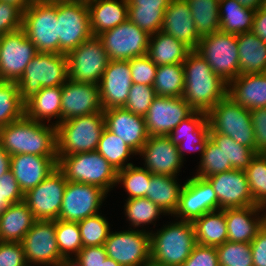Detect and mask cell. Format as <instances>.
Masks as SVG:
<instances>
[{
  "label": "cell",
  "mask_w": 266,
  "mask_h": 266,
  "mask_svg": "<svg viewBox=\"0 0 266 266\" xmlns=\"http://www.w3.org/2000/svg\"><path fill=\"white\" fill-rule=\"evenodd\" d=\"M103 111L99 85L68 79L62 85L61 122Z\"/></svg>",
  "instance_id": "22"
},
{
  "label": "cell",
  "mask_w": 266,
  "mask_h": 266,
  "mask_svg": "<svg viewBox=\"0 0 266 266\" xmlns=\"http://www.w3.org/2000/svg\"><path fill=\"white\" fill-rule=\"evenodd\" d=\"M128 19L153 35L161 31L165 10L171 0H127Z\"/></svg>",
  "instance_id": "33"
},
{
  "label": "cell",
  "mask_w": 266,
  "mask_h": 266,
  "mask_svg": "<svg viewBox=\"0 0 266 266\" xmlns=\"http://www.w3.org/2000/svg\"><path fill=\"white\" fill-rule=\"evenodd\" d=\"M199 38L220 31L219 2L217 0H185Z\"/></svg>",
  "instance_id": "39"
},
{
  "label": "cell",
  "mask_w": 266,
  "mask_h": 266,
  "mask_svg": "<svg viewBox=\"0 0 266 266\" xmlns=\"http://www.w3.org/2000/svg\"><path fill=\"white\" fill-rule=\"evenodd\" d=\"M33 1H48V2H52V1H60V0H33Z\"/></svg>",
  "instance_id": "70"
},
{
  "label": "cell",
  "mask_w": 266,
  "mask_h": 266,
  "mask_svg": "<svg viewBox=\"0 0 266 266\" xmlns=\"http://www.w3.org/2000/svg\"><path fill=\"white\" fill-rule=\"evenodd\" d=\"M144 266H167L150 259Z\"/></svg>",
  "instance_id": "66"
},
{
  "label": "cell",
  "mask_w": 266,
  "mask_h": 266,
  "mask_svg": "<svg viewBox=\"0 0 266 266\" xmlns=\"http://www.w3.org/2000/svg\"><path fill=\"white\" fill-rule=\"evenodd\" d=\"M67 180L56 168L35 188L24 194V202L32 211L35 220H57Z\"/></svg>",
  "instance_id": "16"
},
{
  "label": "cell",
  "mask_w": 266,
  "mask_h": 266,
  "mask_svg": "<svg viewBox=\"0 0 266 266\" xmlns=\"http://www.w3.org/2000/svg\"><path fill=\"white\" fill-rule=\"evenodd\" d=\"M57 266H82V264L75 258H63Z\"/></svg>",
  "instance_id": "64"
},
{
  "label": "cell",
  "mask_w": 266,
  "mask_h": 266,
  "mask_svg": "<svg viewBox=\"0 0 266 266\" xmlns=\"http://www.w3.org/2000/svg\"><path fill=\"white\" fill-rule=\"evenodd\" d=\"M240 74L266 73V42L252 31L237 34Z\"/></svg>",
  "instance_id": "35"
},
{
  "label": "cell",
  "mask_w": 266,
  "mask_h": 266,
  "mask_svg": "<svg viewBox=\"0 0 266 266\" xmlns=\"http://www.w3.org/2000/svg\"><path fill=\"white\" fill-rule=\"evenodd\" d=\"M217 210L220 208L211 183L206 178L193 175L184 182L173 217L175 220L193 222L205 213Z\"/></svg>",
  "instance_id": "18"
},
{
  "label": "cell",
  "mask_w": 266,
  "mask_h": 266,
  "mask_svg": "<svg viewBox=\"0 0 266 266\" xmlns=\"http://www.w3.org/2000/svg\"><path fill=\"white\" fill-rule=\"evenodd\" d=\"M0 195L9 205L24 201V194L10 170L0 177Z\"/></svg>",
  "instance_id": "57"
},
{
  "label": "cell",
  "mask_w": 266,
  "mask_h": 266,
  "mask_svg": "<svg viewBox=\"0 0 266 266\" xmlns=\"http://www.w3.org/2000/svg\"><path fill=\"white\" fill-rule=\"evenodd\" d=\"M59 54H67L92 36L88 4L57 1Z\"/></svg>",
  "instance_id": "11"
},
{
  "label": "cell",
  "mask_w": 266,
  "mask_h": 266,
  "mask_svg": "<svg viewBox=\"0 0 266 266\" xmlns=\"http://www.w3.org/2000/svg\"><path fill=\"white\" fill-rule=\"evenodd\" d=\"M6 207H0V213L5 209Z\"/></svg>",
  "instance_id": "71"
},
{
  "label": "cell",
  "mask_w": 266,
  "mask_h": 266,
  "mask_svg": "<svg viewBox=\"0 0 266 266\" xmlns=\"http://www.w3.org/2000/svg\"><path fill=\"white\" fill-rule=\"evenodd\" d=\"M93 36L124 23L128 19L127 0H96L88 4Z\"/></svg>",
  "instance_id": "31"
},
{
  "label": "cell",
  "mask_w": 266,
  "mask_h": 266,
  "mask_svg": "<svg viewBox=\"0 0 266 266\" xmlns=\"http://www.w3.org/2000/svg\"><path fill=\"white\" fill-rule=\"evenodd\" d=\"M101 214L100 212L78 222L83 247L104 245L109 237L110 223Z\"/></svg>",
  "instance_id": "47"
},
{
  "label": "cell",
  "mask_w": 266,
  "mask_h": 266,
  "mask_svg": "<svg viewBox=\"0 0 266 266\" xmlns=\"http://www.w3.org/2000/svg\"><path fill=\"white\" fill-rule=\"evenodd\" d=\"M185 87L182 98L195 110L208 112L227 96L228 84L207 61L192 50L183 62Z\"/></svg>",
  "instance_id": "1"
},
{
  "label": "cell",
  "mask_w": 266,
  "mask_h": 266,
  "mask_svg": "<svg viewBox=\"0 0 266 266\" xmlns=\"http://www.w3.org/2000/svg\"><path fill=\"white\" fill-rule=\"evenodd\" d=\"M66 54L38 52L17 82L25 101L45 87L62 86L68 80Z\"/></svg>",
  "instance_id": "6"
},
{
  "label": "cell",
  "mask_w": 266,
  "mask_h": 266,
  "mask_svg": "<svg viewBox=\"0 0 266 266\" xmlns=\"http://www.w3.org/2000/svg\"><path fill=\"white\" fill-rule=\"evenodd\" d=\"M57 168L70 182L95 185L107 193L116 186L117 170L97 151L58 156Z\"/></svg>",
  "instance_id": "4"
},
{
  "label": "cell",
  "mask_w": 266,
  "mask_h": 266,
  "mask_svg": "<svg viewBox=\"0 0 266 266\" xmlns=\"http://www.w3.org/2000/svg\"><path fill=\"white\" fill-rule=\"evenodd\" d=\"M21 243L27 264L57 266L63 259L57 246L55 220H36Z\"/></svg>",
  "instance_id": "17"
},
{
  "label": "cell",
  "mask_w": 266,
  "mask_h": 266,
  "mask_svg": "<svg viewBox=\"0 0 266 266\" xmlns=\"http://www.w3.org/2000/svg\"><path fill=\"white\" fill-rule=\"evenodd\" d=\"M68 78L99 85L110 59L98 36H91L67 54Z\"/></svg>",
  "instance_id": "10"
},
{
  "label": "cell",
  "mask_w": 266,
  "mask_h": 266,
  "mask_svg": "<svg viewBox=\"0 0 266 266\" xmlns=\"http://www.w3.org/2000/svg\"><path fill=\"white\" fill-rule=\"evenodd\" d=\"M192 224L199 245L217 247L228 241L225 210L205 213Z\"/></svg>",
  "instance_id": "37"
},
{
  "label": "cell",
  "mask_w": 266,
  "mask_h": 266,
  "mask_svg": "<svg viewBox=\"0 0 266 266\" xmlns=\"http://www.w3.org/2000/svg\"><path fill=\"white\" fill-rule=\"evenodd\" d=\"M255 10L243 7L236 0L219 2L220 31L230 34L250 32L254 21Z\"/></svg>",
  "instance_id": "38"
},
{
  "label": "cell",
  "mask_w": 266,
  "mask_h": 266,
  "mask_svg": "<svg viewBox=\"0 0 266 266\" xmlns=\"http://www.w3.org/2000/svg\"><path fill=\"white\" fill-rule=\"evenodd\" d=\"M26 264L21 242H0V266H25Z\"/></svg>",
  "instance_id": "55"
},
{
  "label": "cell",
  "mask_w": 266,
  "mask_h": 266,
  "mask_svg": "<svg viewBox=\"0 0 266 266\" xmlns=\"http://www.w3.org/2000/svg\"><path fill=\"white\" fill-rule=\"evenodd\" d=\"M199 160L197 172H195V176L198 177L207 178L233 169L230 163H226L222 150L211 139H209L205 151Z\"/></svg>",
  "instance_id": "49"
},
{
  "label": "cell",
  "mask_w": 266,
  "mask_h": 266,
  "mask_svg": "<svg viewBox=\"0 0 266 266\" xmlns=\"http://www.w3.org/2000/svg\"><path fill=\"white\" fill-rule=\"evenodd\" d=\"M0 1L15 5L22 12H24L33 3V0H0Z\"/></svg>",
  "instance_id": "62"
},
{
  "label": "cell",
  "mask_w": 266,
  "mask_h": 266,
  "mask_svg": "<svg viewBox=\"0 0 266 266\" xmlns=\"http://www.w3.org/2000/svg\"><path fill=\"white\" fill-rule=\"evenodd\" d=\"M210 139L222 150L226 163H230L233 169L245 170L257 154L256 151L238 144L226 135L210 132Z\"/></svg>",
  "instance_id": "44"
},
{
  "label": "cell",
  "mask_w": 266,
  "mask_h": 266,
  "mask_svg": "<svg viewBox=\"0 0 266 266\" xmlns=\"http://www.w3.org/2000/svg\"><path fill=\"white\" fill-rule=\"evenodd\" d=\"M67 1L89 4V3L94 2L96 0H67Z\"/></svg>",
  "instance_id": "67"
},
{
  "label": "cell",
  "mask_w": 266,
  "mask_h": 266,
  "mask_svg": "<svg viewBox=\"0 0 266 266\" xmlns=\"http://www.w3.org/2000/svg\"><path fill=\"white\" fill-rule=\"evenodd\" d=\"M196 51L227 84L240 75L236 34L218 31L202 37Z\"/></svg>",
  "instance_id": "9"
},
{
  "label": "cell",
  "mask_w": 266,
  "mask_h": 266,
  "mask_svg": "<svg viewBox=\"0 0 266 266\" xmlns=\"http://www.w3.org/2000/svg\"><path fill=\"white\" fill-rule=\"evenodd\" d=\"M23 12L15 5L0 1V36L22 28Z\"/></svg>",
  "instance_id": "53"
},
{
  "label": "cell",
  "mask_w": 266,
  "mask_h": 266,
  "mask_svg": "<svg viewBox=\"0 0 266 266\" xmlns=\"http://www.w3.org/2000/svg\"><path fill=\"white\" fill-rule=\"evenodd\" d=\"M227 96L249 110L266 107V73L240 74L228 84Z\"/></svg>",
  "instance_id": "29"
},
{
  "label": "cell",
  "mask_w": 266,
  "mask_h": 266,
  "mask_svg": "<svg viewBox=\"0 0 266 266\" xmlns=\"http://www.w3.org/2000/svg\"><path fill=\"white\" fill-rule=\"evenodd\" d=\"M25 115L24 100L16 82L0 81V128Z\"/></svg>",
  "instance_id": "43"
},
{
  "label": "cell",
  "mask_w": 266,
  "mask_h": 266,
  "mask_svg": "<svg viewBox=\"0 0 266 266\" xmlns=\"http://www.w3.org/2000/svg\"><path fill=\"white\" fill-rule=\"evenodd\" d=\"M103 115L106 129L120 137L136 153L142 149L149 137L144 117L123 107L103 110Z\"/></svg>",
  "instance_id": "24"
},
{
  "label": "cell",
  "mask_w": 266,
  "mask_h": 266,
  "mask_svg": "<svg viewBox=\"0 0 266 266\" xmlns=\"http://www.w3.org/2000/svg\"><path fill=\"white\" fill-rule=\"evenodd\" d=\"M178 182L179 179L175 176L152 174L146 198L172 217L178 207L184 186V183L181 185Z\"/></svg>",
  "instance_id": "36"
},
{
  "label": "cell",
  "mask_w": 266,
  "mask_h": 266,
  "mask_svg": "<svg viewBox=\"0 0 266 266\" xmlns=\"http://www.w3.org/2000/svg\"><path fill=\"white\" fill-rule=\"evenodd\" d=\"M61 97L62 86L42 88L24 101L25 116L33 121L57 126L61 123ZM52 119L56 120L52 122Z\"/></svg>",
  "instance_id": "30"
},
{
  "label": "cell",
  "mask_w": 266,
  "mask_h": 266,
  "mask_svg": "<svg viewBox=\"0 0 266 266\" xmlns=\"http://www.w3.org/2000/svg\"><path fill=\"white\" fill-rule=\"evenodd\" d=\"M56 241L63 258L76 257L83 247L78 222L55 220Z\"/></svg>",
  "instance_id": "46"
},
{
  "label": "cell",
  "mask_w": 266,
  "mask_h": 266,
  "mask_svg": "<svg viewBox=\"0 0 266 266\" xmlns=\"http://www.w3.org/2000/svg\"><path fill=\"white\" fill-rule=\"evenodd\" d=\"M216 250L219 266H253L250 243L226 241Z\"/></svg>",
  "instance_id": "50"
},
{
  "label": "cell",
  "mask_w": 266,
  "mask_h": 266,
  "mask_svg": "<svg viewBox=\"0 0 266 266\" xmlns=\"http://www.w3.org/2000/svg\"><path fill=\"white\" fill-rule=\"evenodd\" d=\"M150 232L151 259L167 266H182L196 243L192 222L177 220L167 222Z\"/></svg>",
  "instance_id": "3"
},
{
  "label": "cell",
  "mask_w": 266,
  "mask_h": 266,
  "mask_svg": "<svg viewBox=\"0 0 266 266\" xmlns=\"http://www.w3.org/2000/svg\"><path fill=\"white\" fill-rule=\"evenodd\" d=\"M107 194L95 185L67 181L58 219L79 222L100 213Z\"/></svg>",
  "instance_id": "15"
},
{
  "label": "cell",
  "mask_w": 266,
  "mask_h": 266,
  "mask_svg": "<svg viewBox=\"0 0 266 266\" xmlns=\"http://www.w3.org/2000/svg\"><path fill=\"white\" fill-rule=\"evenodd\" d=\"M25 266H36V265L26 264Z\"/></svg>",
  "instance_id": "72"
},
{
  "label": "cell",
  "mask_w": 266,
  "mask_h": 266,
  "mask_svg": "<svg viewBox=\"0 0 266 266\" xmlns=\"http://www.w3.org/2000/svg\"><path fill=\"white\" fill-rule=\"evenodd\" d=\"M96 151L117 171L132 165L133 163H128V161H130L132 156L137 155L120 137L106 128L101 133Z\"/></svg>",
  "instance_id": "40"
},
{
  "label": "cell",
  "mask_w": 266,
  "mask_h": 266,
  "mask_svg": "<svg viewBox=\"0 0 266 266\" xmlns=\"http://www.w3.org/2000/svg\"><path fill=\"white\" fill-rule=\"evenodd\" d=\"M22 29L38 52L59 54L57 1H33L23 12Z\"/></svg>",
  "instance_id": "8"
},
{
  "label": "cell",
  "mask_w": 266,
  "mask_h": 266,
  "mask_svg": "<svg viewBox=\"0 0 266 266\" xmlns=\"http://www.w3.org/2000/svg\"><path fill=\"white\" fill-rule=\"evenodd\" d=\"M194 112L182 97L156 96L144 116L149 136H168Z\"/></svg>",
  "instance_id": "19"
},
{
  "label": "cell",
  "mask_w": 266,
  "mask_h": 266,
  "mask_svg": "<svg viewBox=\"0 0 266 266\" xmlns=\"http://www.w3.org/2000/svg\"><path fill=\"white\" fill-rule=\"evenodd\" d=\"M104 245L82 247L79 254L75 257L82 266H101L107 258Z\"/></svg>",
  "instance_id": "58"
},
{
  "label": "cell",
  "mask_w": 266,
  "mask_h": 266,
  "mask_svg": "<svg viewBox=\"0 0 266 266\" xmlns=\"http://www.w3.org/2000/svg\"><path fill=\"white\" fill-rule=\"evenodd\" d=\"M132 84L129 60H110L99 83L102 109L124 107Z\"/></svg>",
  "instance_id": "23"
},
{
  "label": "cell",
  "mask_w": 266,
  "mask_h": 266,
  "mask_svg": "<svg viewBox=\"0 0 266 266\" xmlns=\"http://www.w3.org/2000/svg\"><path fill=\"white\" fill-rule=\"evenodd\" d=\"M129 67L133 83L153 86L157 65L153 63L147 54L130 59Z\"/></svg>",
  "instance_id": "52"
},
{
  "label": "cell",
  "mask_w": 266,
  "mask_h": 266,
  "mask_svg": "<svg viewBox=\"0 0 266 266\" xmlns=\"http://www.w3.org/2000/svg\"><path fill=\"white\" fill-rule=\"evenodd\" d=\"M143 158V166L152 174L177 177L184 160L168 136H149L142 149L137 153Z\"/></svg>",
  "instance_id": "20"
},
{
  "label": "cell",
  "mask_w": 266,
  "mask_h": 266,
  "mask_svg": "<svg viewBox=\"0 0 266 266\" xmlns=\"http://www.w3.org/2000/svg\"><path fill=\"white\" fill-rule=\"evenodd\" d=\"M155 97L153 86L133 83L123 108L144 117Z\"/></svg>",
  "instance_id": "51"
},
{
  "label": "cell",
  "mask_w": 266,
  "mask_h": 266,
  "mask_svg": "<svg viewBox=\"0 0 266 266\" xmlns=\"http://www.w3.org/2000/svg\"><path fill=\"white\" fill-rule=\"evenodd\" d=\"M101 266H121L119 263L114 261L112 258L107 257Z\"/></svg>",
  "instance_id": "65"
},
{
  "label": "cell",
  "mask_w": 266,
  "mask_h": 266,
  "mask_svg": "<svg viewBox=\"0 0 266 266\" xmlns=\"http://www.w3.org/2000/svg\"><path fill=\"white\" fill-rule=\"evenodd\" d=\"M152 173L141 166L129 165L117 171L116 186L121 185L127 192V199L146 197Z\"/></svg>",
  "instance_id": "45"
},
{
  "label": "cell",
  "mask_w": 266,
  "mask_h": 266,
  "mask_svg": "<svg viewBox=\"0 0 266 266\" xmlns=\"http://www.w3.org/2000/svg\"><path fill=\"white\" fill-rule=\"evenodd\" d=\"M58 156L18 154L10 156V171L25 194L35 188L57 168Z\"/></svg>",
  "instance_id": "26"
},
{
  "label": "cell",
  "mask_w": 266,
  "mask_h": 266,
  "mask_svg": "<svg viewBox=\"0 0 266 266\" xmlns=\"http://www.w3.org/2000/svg\"><path fill=\"white\" fill-rule=\"evenodd\" d=\"M239 2L243 7L253 9L257 11L261 8L262 0H236Z\"/></svg>",
  "instance_id": "63"
},
{
  "label": "cell",
  "mask_w": 266,
  "mask_h": 266,
  "mask_svg": "<svg viewBox=\"0 0 266 266\" xmlns=\"http://www.w3.org/2000/svg\"><path fill=\"white\" fill-rule=\"evenodd\" d=\"M35 221L24 201L8 205L0 213V241L21 242Z\"/></svg>",
  "instance_id": "32"
},
{
  "label": "cell",
  "mask_w": 266,
  "mask_h": 266,
  "mask_svg": "<svg viewBox=\"0 0 266 266\" xmlns=\"http://www.w3.org/2000/svg\"><path fill=\"white\" fill-rule=\"evenodd\" d=\"M0 145L10 155H57V127L25 115L0 128Z\"/></svg>",
  "instance_id": "2"
},
{
  "label": "cell",
  "mask_w": 266,
  "mask_h": 266,
  "mask_svg": "<svg viewBox=\"0 0 266 266\" xmlns=\"http://www.w3.org/2000/svg\"><path fill=\"white\" fill-rule=\"evenodd\" d=\"M185 87L183 64L157 66L153 88L156 96L182 97Z\"/></svg>",
  "instance_id": "42"
},
{
  "label": "cell",
  "mask_w": 266,
  "mask_h": 266,
  "mask_svg": "<svg viewBox=\"0 0 266 266\" xmlns=\"http://www.w3.org/2000/svg\"><path fill=\"white\" fill-rule=\"evenodd\" d=\"M225 220L229 242L251 243L266 222V208L251 205L225 209Z\"/></svg>",
  "instance_id": "27"
},
{
  "label": "cell",
  "mask_w": 266,
  "mask_h": 266,
  "mask_svg": "<svg viewBox=\"0 0 266 266\" xmlns=\"http://www.w3.org/2000/svg\"><path fill=\"white\" fill-rule=\"evenodd\" d=\"M212 185L220 210L256 205L245 170L232 169L206 178Z\"/></svg>",
  "instance_id": "21"
},
{
  "label": "cell",
  "mask_w": 266,
  "mask_h": 266,
  "mask_svg": "<svg viewBox=\"0 0 266 266\" xmlns=\"http://www.w3.org/2000/svg\"><path fill=\"white\" fill-rule=\"evenodd\" d=\"M9 204L0 195V207H7Z\"/></svg>",
  "instance_id": "68"
},
{
  "label": "cell",
  "mask_w": 266,
  "mask_h": 266,
  "mask_svg": "<svg viewBox=\"0 0 266 266\" xmlns=\"http://www.w3.org/2000/svg\"><path fill=\"white\" fill-rule=\"evenodd\" d=\"M36 46L21 28L1 36L0 81L18 82L26 66L37 55Z\"/></svg>",
  "instance_id": "13"
},
{
  "label": "cell",
  "mask_w": 266,
  "mask_h": 266,
  "mask_svg": "<svg viewBox=\"0 0 266 266\" xmlns=\"http://www.w3.org/2000/svg\"><path fill=\"white\" fill-rule=\"evenodd\" d=\"M109 258L121 266H144L151 259L150 232L129 228L111 231L104 243Z\"/></svg>",
  "instance_id": "12"
},
{
  "label": "cell",
  "mask_w": 266,
  "mask_h": 266,
  "mask_svg": "<svg viewBox=\"0 0 266 266\" xmlns=\"http://www.w3.org/2000/svg\"><path fill=\"white\" fill-rule=\"evenodd\" d=\"M56 127L58 156L96 151L105 128L103 111L62 121Z\"/></svg>",
  "instance_id": "5"
},
{
  "label": "cell",
  "mask_w": 266,
  "mask_h": 266,
  "mask_svg": "<svg viewBox=\"0 0 266 266\" xmlns=\"http://www.w3.org/2000/svg\"><path fill=\"white\" fill-rule=\"evenodd\" d=\"M262 11L266 12V0H262L261 8Z\"/></svg>",
  "instance_id": "69"
},
{
  "label": "cell",
  "mask_w": 266,
  "mask_h": 266,
  "mask_svg": "<svg viewBox=\"0 0 266 266\" xmlns=\"http://www.w3.org/2000/svg\"><path fill=\"white\" fill-rule=\"evenodd\" d=\"M10 170V155L0 145V177Z\"/></svg>",
  "instance_id": "61"
},
{
  "label": "cell",
  "mask_w": 266,
  "mask_h": 266,
  "mask_svg": "<svg viewBox=\"0 0 266 266\" xmlns=\"http://www.w3.org/2000/svg\"><path fill=\"white\" fill-rule=\"evenodd\" d=\"M182 266H219L216 247L196 244Z\"/></svg>",
  "instance_id": "54"
},
{
  "label": "cell",
  "mask_w": 266,
  "mask_h": 266,
  "mask_svg": "<svg viewBox=\"0 0 266 266\" xmlns=\"http://www.w3.org/2000/svg\"><path fill=\"white\" fill-rule=\"evenodd\" d=\"M124 203V215L126 216L129 227L142 231H148L144 226L153 224L156 226L157 219L161 218L160 215H166L155 203L146 197H138L126 199ZM155 222V223H154Z\"/></svg>",
  "instance_id": "41"
},
{
  "label": "cell",
  "mask_w": 266,
  "mask_h": 266,
  "mask_svg": "<svg viewBox=\"0 0 266 266\" xmlns=\"http://www.w3.org/2000/svg\"><path fill=\"white\" fill-rule=\"evenodd\" d=\"M253 266H266V222L251 241Z\"/></svg>",
  "instance_id": "59"
},
{
  "label": "cell",
  "mask_w": 266,
  "mask_h": 266,
  "mask_svg": "<svg viewBox=\"0 0 266 266\" xmlns=\"http://www.w3.org/2000/svg\"><path fill=\"white\" fill-rule=\"evenodd\" d=\"M110 60H130L147 54L150 35L127 19L98 35Z\"/></svg>",
  "instance_id": "14"
},
{
  "label": "cell",
  "mask_w": 266,
  "mask_h": 266,
  "mask_svg": "<svg viewBox=\"0 0 266 266\" xmlns=\"http://www.w3.org/2000/svg\"><path fill=\"white\" fill-rule=\"evenodd\" d=\"M210 132L231 137L255 151V135L250 110L226 96L207 112Z\"/></svg>",
  "instance_id": "7"
},
{
  "label": "cell",
  "mask_w": 266,
  "mask_h": 266,
  "mask_svg": "<svg viewBox=\"0 0 266 266\" xmlns=\"http://www.w3.org/2000/svg\"><path fill=\"white\" fill-rule=\"evenodd\" d=\"M262 41L266 42V12L258 9L254 15V21L251 30Z\"/></svg>",
  "instance_id": "60"
},
{
  "label": "cell",
  "mask_w": 266,
  "mask_h": 266,
  "mask_svg": "<svg viewBox=\"0 0 266 266\" xmlns=\"http://www.w3.org/2000/svg\"><path fill=\"white\" fill-rule=\"evenodd\" d=\"M255 135V151H266V107L250 110Z\"/></svg>",
  "instance_id": "56"
},
{
  "label": "cell",
  "mask_w": 266,
  "mask_h": 266,
  "mask_svg": "<svg viewBox=\"0 0 266 266\" xmlns=\"http://www.w3.org/2000/svg\"><path fill=\"white\" fill-rule=\"evenodd\" d=\"M190 47L171 35L159 31L150 35L147 55L157 66L183 64Z\"/></svg>",
  "instance_id": "34"
},
{
  "label": "cell",
  "mask_w": 266,
  "mask_h": 266,
  "mask_svg": "<svg viewBox=\"0 0 266 266\" xmlns=\"http://www.w3.org/2000/svg\"><path fill=\"white\" fill-rule=\"evenodd\" d=\"M245 173L254 202L266 208V157L263 153L255 155Z\"/></svg>",
  "instance_id": "48"
},
{
  "label": "cell",
  "mask_w": 266,
  "mask_h": 266,
  "mask_svg": "<svg viewBox=\"0 0 266 266\" xmlns=\"http://www.w3.org/2000/svg\"><path fill=\"white\" fill-rule=\"evenodd\" d=\"M161 31L182 41L192 50L198 48L200 38L185 0H171L164 13Z\"/></svg>",
  "instance_id": "28"
},
{
  "label": "cell",
  "mask_w": 266,
  "mask_h": 266,
  "mask_svg": "<svg viewBox=\"0 0 266 266\" xmlns=\"http://www.w3.org/2000/svg\"><path fill=\"white\" fill-rule=\"evenodd\" d=\"M170 140L178 145L181 158L186 161V153L200 152L202 157L210 139V127L207 121V112L195 111L190 117L183 120L168 135Z\"/></svg>",
  "instance_id": "25"
}]
</instances>
